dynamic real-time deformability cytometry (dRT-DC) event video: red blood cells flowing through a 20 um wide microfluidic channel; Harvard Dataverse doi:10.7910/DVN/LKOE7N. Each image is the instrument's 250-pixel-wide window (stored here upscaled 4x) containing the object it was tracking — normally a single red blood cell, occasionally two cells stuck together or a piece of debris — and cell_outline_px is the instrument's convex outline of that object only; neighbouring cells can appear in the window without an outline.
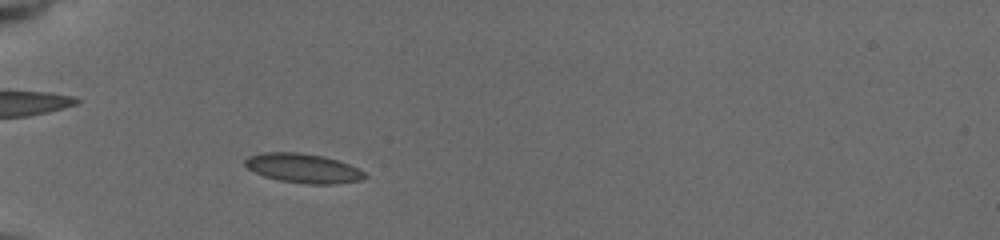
{"species": "common noctule bat (a hibernating species)", "species_latin": "Nyctalus noctula", "temperature_condition": "cold", "stored_images_in_passage": 57, "camera_frame_rate_fps": 3000, "um_per_image_px": 0.085, "animal": {"sex": "female", "body_mass_g": 19.5, "forearm_length_mm": 54.1}, "frame": {"image": 1, "passage_image": 8, "time_ms": 2.0, "image_size_px": [1000, 240], "cell_outline_px": [[368, 176], [364, 180], [332, 184], [308, 184], [280, 180], [264, 176], [248, 168], [244, 164], [244, 160], [248, 156], [264, 152], [300, 152], [324, 156], [348, 164], [364, 172]], "centroid_in_image_um": [25.77, 14.29], "position_along_channel_um": 59.2, "area_um2": 20.4}}
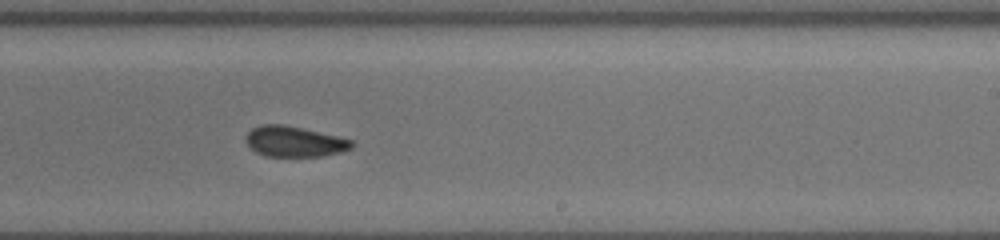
{"frame": {"image": 2, "passage_image": 27, "time_ms": 7.667, "image_size_px": [1000, 240], "cell_outline_px": [[356, 144], [352, 148], [340, 152], [320, 156], [264, 156], [256, 152], [244, 140], [248, 132], [252, 128], [260, 124], [280, 124], [300, 128], [336, 136], [352, 140]], "centroid_in_image_um": [25.0, 12.03], "position_along_channel_um": 264.0, "area_um2": 18.67}}
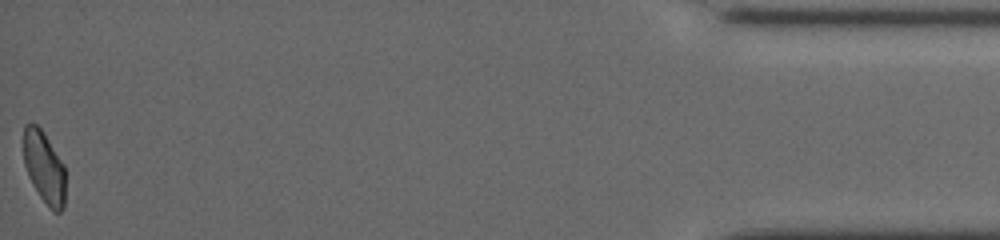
{"frame": {"image": 3, "passage_image": 56, "time_ms": 14.0, "image_size_px": [1000, 240], "cell_outline_px": [[64, 208], [60, 212], [52, 212], [40, 196], [32, 184], [28, 176], [24, 164], [24, 124], [36, 124], [44, 132], [64, 164]], "centroid_in_image_um": [3.75, 14.23], "position_along_channel_um": 431.4, "area_um2": 17.57}, "authors_computed_cell_mechanics": {"area_um2": 18.9584, "velocity_mm_per_s": 3.8721, "shape_relaxation_time_tau1_ms": 3.6634, "shape_relaxation_time_tau2_ms": 1.9418, "deformation_change_tau1": 0.0878, "deformation_change_tau2": 0.079}}